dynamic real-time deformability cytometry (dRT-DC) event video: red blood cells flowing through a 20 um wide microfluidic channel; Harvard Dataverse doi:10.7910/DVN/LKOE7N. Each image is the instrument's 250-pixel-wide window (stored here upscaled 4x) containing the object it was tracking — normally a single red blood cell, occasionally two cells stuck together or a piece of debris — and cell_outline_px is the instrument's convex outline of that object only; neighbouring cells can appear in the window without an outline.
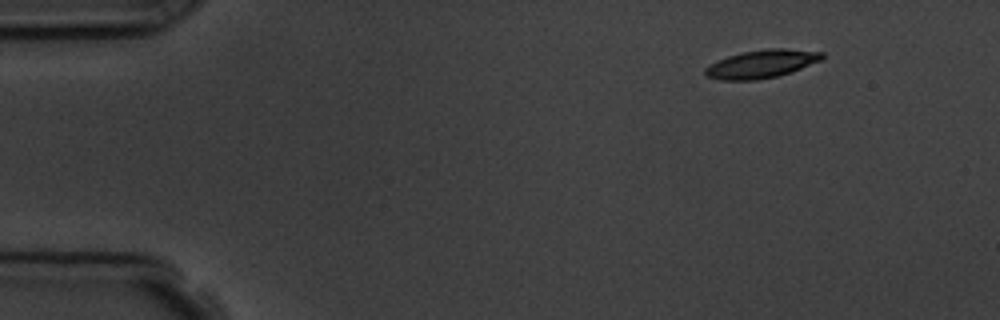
{"species": "common noctule bat (a hibernating species)", "species_latin": "Nyctalus noctula", "temperature_condition": "room temperature", "stored_images_in_passage": 6, "segment_of_instrument_passage": [2, 2], "camera_frame_rate_fps": 3000, "um_per_image_px": 0.085, "animal": {"sex": "male", "body_mass_g": 19.5, "forearm_length_mm": 54.6}, "frame": {"image": 1, "passage_image": 6, "time_ms": 6.0, "image_size_px": [1000, 320], "cell_outline_px": [[824, 56], [820, 60], [792, 72], [776, 76], [756, 80], [720, 80], [704, 76], [704, 68], [716, 60], [728, 56], [744, 52], [768, 48], [784, 48], [824, 52]], "centroid_in_image_um": [64.69, 5.43], "position_along_channel_um": 20.3, "area_um2": 19.19}}